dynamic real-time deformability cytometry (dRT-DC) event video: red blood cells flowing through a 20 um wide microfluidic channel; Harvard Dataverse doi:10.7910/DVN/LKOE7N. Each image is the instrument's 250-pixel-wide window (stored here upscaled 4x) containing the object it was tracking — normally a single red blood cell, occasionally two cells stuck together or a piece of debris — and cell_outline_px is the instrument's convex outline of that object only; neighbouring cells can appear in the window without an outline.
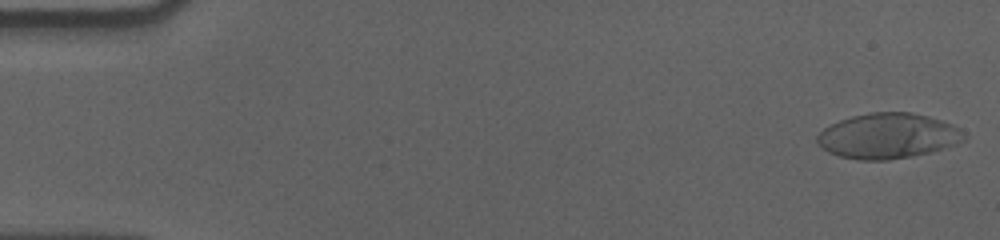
{"species": "human", "species_latin": "Homo sapiens", "temperature_condition": "cold", "stored_images_in_passage": 56, "camera_frame_rate_fps": 3000, "um_per_image_px": 0.085, "donor": {"sex": "male"}, "frame": {"image": 1, "passage_image": 1, "time_ms": 0.0, "image_size_px": [1000, 240], "cell_outline_px": [[968, 136], [964, 140], [956, 144], [928, 152], [912, 156], [888, 160], [860, 160], [840, 156], [828, 152], [816, 140], [816, 136], [824, 128], [840, 120], [852, 116], [872, 112], [908, 112], [928, 116], [940, 120], [960, 128]], "centroid_in_image_um": [75.48, 11.55], "position_along_channel_um": 9.5, "area_um2": 38.49}}
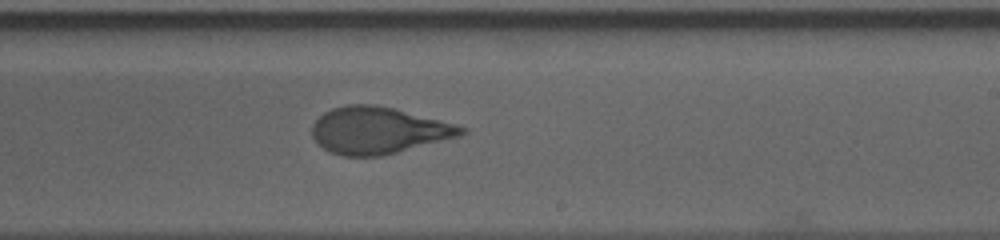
{"frame": {"image": 2, "passage_image": 34, "time_ms": 11.0, "image_size_px": [1000, 240], "cell_outline_px": [[468, 132], [460, 136], [380, 156], [340, 156], [328, 152], [312, 136], [312, 124], [324, 112], [332, 108], [348, 104], [372, 104], [392, 108], [456, 124], [468, 128]], "centroid_in_image_um": [32.15, 11.08], "position_along_channel_um": 256.9, "area_um2": 40.46}}
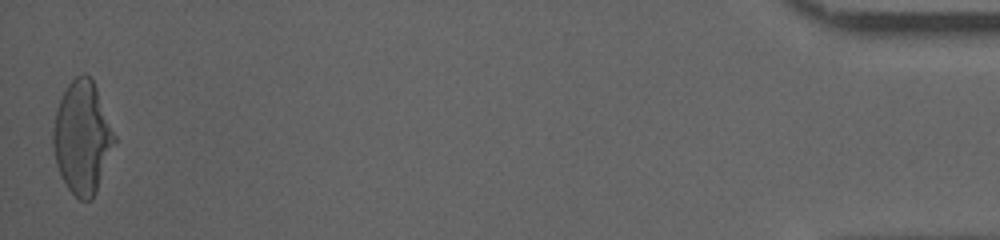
{"frame": {"image": 3, "passage_image": 56, "time_ms": 18.333, "image_size_px": [1000, 240], "cell_outline_px": [[116, 144], [96, 192], [92, 200], [80, 200], [68, 188], [60, 176], [56, 164], [52, 144], [52, 128], [56, 108], [68, 84], [76, 76], [84, 72], [92, 80], [96, 88], [116, 136]], "centroid_in_image_um": [6.99, 11.71], "position_along_channel_um": 428.2, "area_um2": 40.34}, "authors_computed_cell_mechanics": {"area_um2": 40.171, "velocity_mm_per_s": 3.5712, "shape_relaxation_time_tau1_ms": 6.0551, "shape_relaxation_time_tau2_ms": 1.0305, "deformation_change_tau1": 0.234, "deformation_change_tau2": 0.0807}}